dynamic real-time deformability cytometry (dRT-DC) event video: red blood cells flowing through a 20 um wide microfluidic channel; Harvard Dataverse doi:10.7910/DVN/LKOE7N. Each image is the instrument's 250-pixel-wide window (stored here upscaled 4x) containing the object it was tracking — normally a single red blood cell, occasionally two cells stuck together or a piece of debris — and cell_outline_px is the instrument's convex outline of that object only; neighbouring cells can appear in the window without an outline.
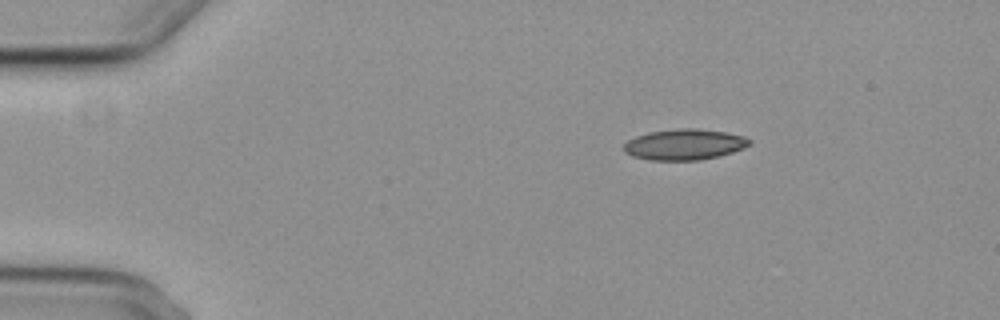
{"species": "common noctule bat (a hibernating species)", "species_latin": "Nyctalus noctula", "temperature_condition": "cold", "stored_images_in_passage": 3, "camera_frame_rate_fps": 3000, "um_per_image_px": 0.085, "animal": {"sex": "female", "body_mass_g": 29.2, "forearm_length_mm": 56.3}, "frame": {"image": 1, "passage_image": 1, "time_ms": 0.0, "image_size_px": [1000, 320], "cell_outline_px": [[752, 144], [744, 148], [732, 152], [700, 160], [648, 160], [632, 156], [624, 152], [624, 144], [628, 140], [636, 136], [648, 132], [680, 128], [696, 128], [728, 132], [744, 136], [752, 140]], "centroid_in_image_um": [58.19, 12.27], "position_along_channel_um": 26.8, "area_um2": 22.72}}
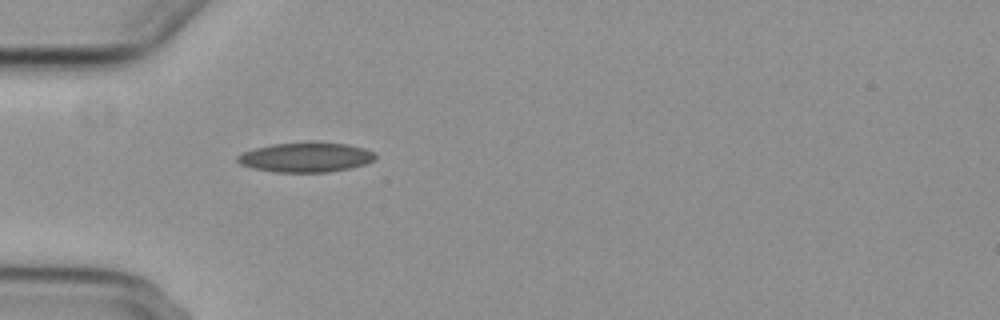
{"frame": {"image": 2, "passage_image": 3, "time_ms": 2.667, "image_size_px": [1000, 320], "cell_outline_px": [[376, 156], [372, 160], [364, 164], [348, 168], [328, 172], [276, 172], [252, 168], [240, 164], [236, 160], [236, 156], [244, 152], [256, 148], [272, 144], [312, 140], [316, 140], [348, 144], [364, 148], [376, 152]], "centroid_in_image_um": [26.0, 13.33], "position_along_channel_um": 59.0, "area_um2": 24.28}}